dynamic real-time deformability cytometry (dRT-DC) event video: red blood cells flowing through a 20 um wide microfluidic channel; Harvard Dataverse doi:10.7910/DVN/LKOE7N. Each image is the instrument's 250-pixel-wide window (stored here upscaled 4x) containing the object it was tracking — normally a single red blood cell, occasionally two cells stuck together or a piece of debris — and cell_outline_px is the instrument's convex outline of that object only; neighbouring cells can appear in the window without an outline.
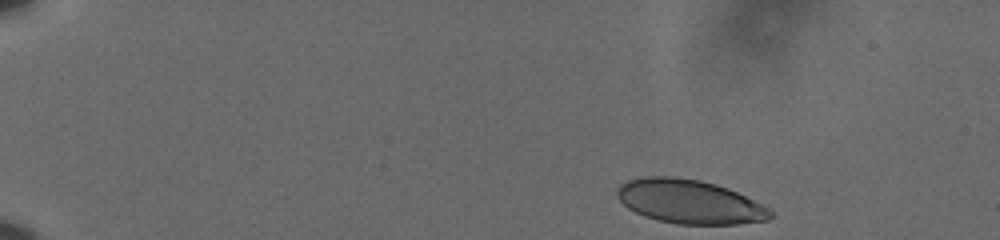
{"species": "human", "species_latin": "Homo sapiens", "temperature_condition": "cold", "stored_images_in_passage": 48, "camera_frame_rate_fps": 3000, "um_per_image_px": 0.085, "donor": {"sex": "male"}, "frame": {"image": 1, "passage_image": 1, "time_ms": 0.0, "image_size_px": [1000, 240], "cell_outline_px": [[776, 216], [768, 220], [736, 224], [676, 224], [644, 216], [628, 208], [616, 196], [616, 192], [620, 184], [628, 180], [648, 176], [672, 176], [700, 180], [716, 184], [728, 188], [768, 208]], "centroid_in_image_um": [58.6, 17.14], "position_along_channel_um": 26.4, "area_um2": 39.07}}
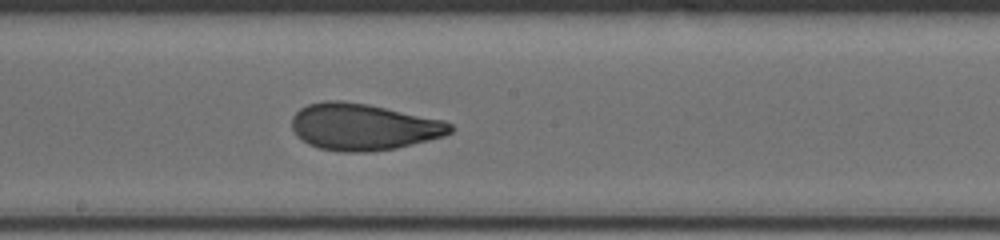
{"frame": {"image": 2, "passage_image": 27, "time_ms": 8.667, "image_size_px": [1000, 240], "cell_outline_px": [[452, 132], [444, 136], [396, 148], [372, 152], [340, 152], [320, 148], [308, 144], [296, 136], [292, 128], [292, 116], [300, 108], [308, 104], [324, 100], [340, 100], [368, 104], [444, 120], [452, 124]], "centroid_in_image_um": [30.86, 10.78], "position_along_channel_um": 217.3, "area_um2": 43.29}}
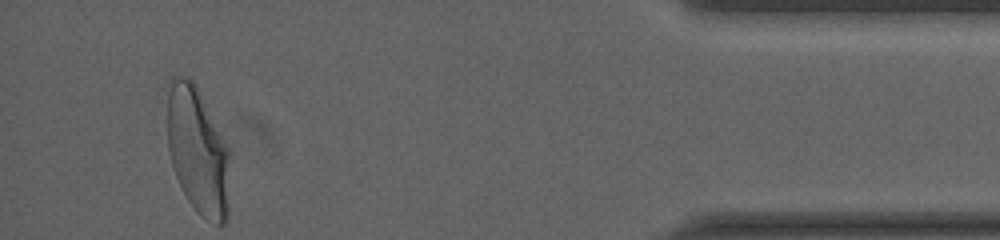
{"frame": {"image": 3, "passage_image": 48, "time_ms": 15.667, "image_size_px": [1000, 240], "cell_outline_px": [[228, 220], [224, 224], [216, 224], [200, 216], [196, 212], [188, 200], [176, 176], [172, 164], [168, 148], [168, 92], [172, 76], [188, 76], [196, 84], [228, 148]], "centroid_in_image_um": [16.8, 12.83], "position_along_channel_um": 418.4, "area_um2": 45.95}, "authors_computed_cell_mechanics": {"area_um2": 42.1362, "velocity_mm_per_s": 3.6079, "shape_relaxation_time_tau1_ms": 7.4068, "shape_relaxation_time_tau2_ms": 0.9455, "deformation_change_tau1": 0.2111, "deformation_change_tau2": 0.0756}}